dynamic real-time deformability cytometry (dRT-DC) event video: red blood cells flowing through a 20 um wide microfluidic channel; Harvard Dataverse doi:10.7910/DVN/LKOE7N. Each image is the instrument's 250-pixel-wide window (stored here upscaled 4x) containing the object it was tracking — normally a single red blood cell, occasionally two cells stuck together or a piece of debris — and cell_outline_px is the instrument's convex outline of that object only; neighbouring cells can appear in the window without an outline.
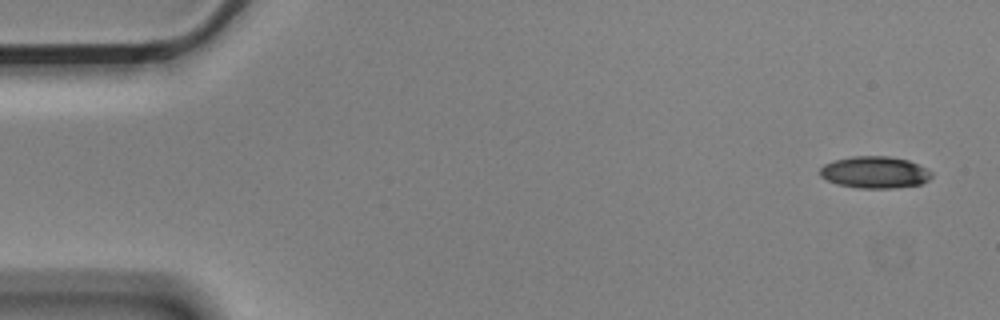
{"species": "Egyptian fruit bat (a non-hibernating species)", "species_latin": "Rousettus aegyptiacus", "temperature_condition": "cold", "stored_images_in_passage": 5, "segment_of_instrument_passage": [1, 2], "camera_frame_rate_fps": 3000, "um_per_image_px": 0.085, "animal": {"sex": "male"}, "frame": {"image": 1, "passage_image": 1, "time_ms": 0.0, "image_size_px": [1000, 320], "cell_outline_px": [[932, 176], [928, 180], [920, 184], [896, 188], [860, 188], [836, 184], [820, 176], [820, 168], [824, 164], [836, 160], [852, 156], [888, 156], [908, 160], [932, 172]], "centroid_in_image_um": [74.34, 14.65], "position_along_channel_um": 10.7, "area_um2": 20.58}}
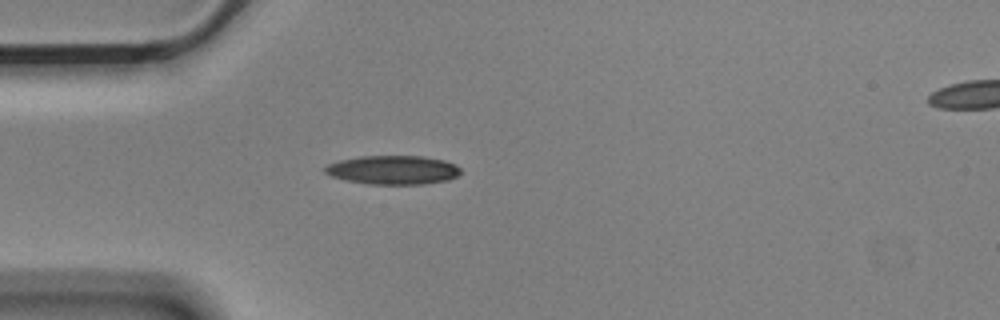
{"frame": {"image": 2, "passage_image": 4, "time_ms": 1.0, "image_size_px": [1000, 320], "cell_outline_px": [[460, 172], [456, 176], [448, 180], [424, 184], [368, 184], [344, 180], [332, 176], [324, 172], [324, 168], [328, 164], [340, 160], [360, 156], [424, 156], [444, 160], [456, 164], [460, 168]], "centroid_in_image_um": [33.4, 14.44], "position_along_channel_um": 51.6, "area_um2": 22.89}}